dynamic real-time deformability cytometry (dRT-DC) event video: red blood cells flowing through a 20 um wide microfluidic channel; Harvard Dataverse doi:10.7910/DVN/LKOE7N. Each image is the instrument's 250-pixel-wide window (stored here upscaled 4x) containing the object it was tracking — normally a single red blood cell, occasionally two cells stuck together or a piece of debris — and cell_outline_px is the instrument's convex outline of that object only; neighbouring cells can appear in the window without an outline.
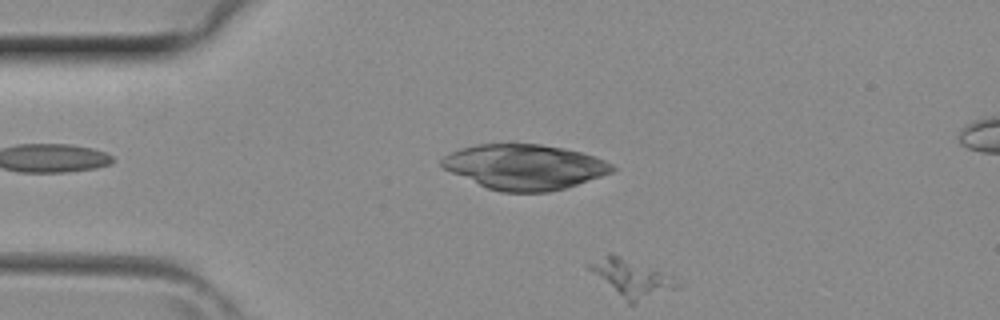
{"species": "common noctule bat (a hibernating species)", "species_latin": "Nyctalus noctula", "temperature_condition": "room temperature", "stored_images_in_passage": 3, "camera_frame_rate_fps": 3000, "um_per_image_px": 0.085, "animal": {"sex": "female", "body_mass_g": 29.2, "forearm_length_mm": 56.3}, "frame": {"image": 1, "passage_image": 3, "time_ms": 0.667, "image_size_px": [1000, 320], "cell_outline_px": [[684, 284], [680, 288], [636, 304], [628, 304], [584, 268], [584, 264], [608, 252], [612, 252], [672, 272]], "centroid_in_image_um": [53.74, 23.61], "position_along_channel_um": 31.3, "area_um2": 21.15}}